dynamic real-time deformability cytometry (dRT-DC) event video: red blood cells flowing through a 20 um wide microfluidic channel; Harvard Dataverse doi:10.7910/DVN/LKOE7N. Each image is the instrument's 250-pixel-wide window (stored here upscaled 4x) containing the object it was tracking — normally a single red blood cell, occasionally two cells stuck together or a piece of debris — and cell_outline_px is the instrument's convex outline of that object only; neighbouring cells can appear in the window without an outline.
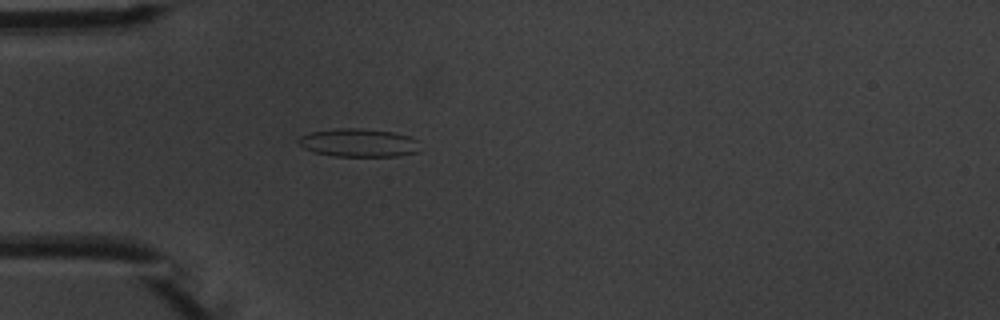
{"species": "common noctule bat (a hibernating species)", "species_latin": "Nyctalus noctula", "temperature_condition": "warm", "stored_images_in_passage": 4, "camera_frame_rate_fps": 3000, "um_per_image_px": 0.085, "animal": {"sex": "male", "body_mass_g": 20.1, "forearm_length_mm": 53.5}, "frame": {"image": 1, "passage_image": 4, "time_ms": 4.333, "image_size_px": [1000, 320], "cell_outline_px": [[420, 140], [416, 152], [396, 156], [336, 156], [312, 152], [304, 148], [296, 140], [300, 136], [312, 132], [336, 128], [360, 128], [392, 132], [408, 136]], "centroid_in_image_um": [30.46, 12.13], "position_along_channel_um": 54.5, "area_um2": 19.94}}